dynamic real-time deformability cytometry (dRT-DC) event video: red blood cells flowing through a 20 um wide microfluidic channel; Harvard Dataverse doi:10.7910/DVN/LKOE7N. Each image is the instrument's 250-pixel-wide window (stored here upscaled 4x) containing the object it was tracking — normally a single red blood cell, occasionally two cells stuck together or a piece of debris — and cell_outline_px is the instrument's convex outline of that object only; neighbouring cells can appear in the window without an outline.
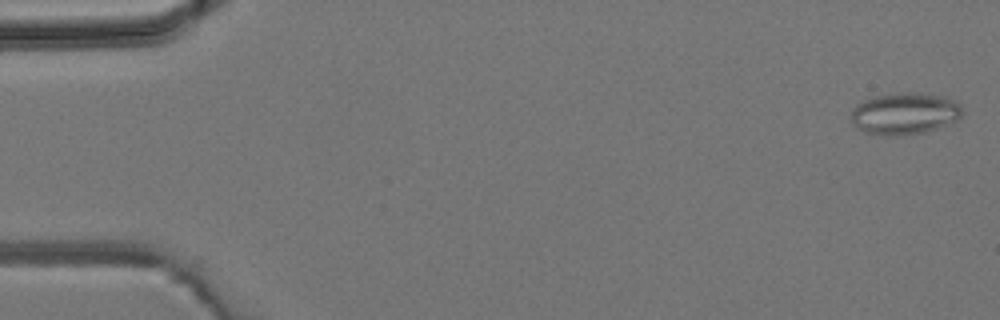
{"species": "common noctule bat (a hibernating species)", "species_latin": "Nyctalus noctula", "temperature_condition": "room temperature", "stored_images_in_passage": 5, "camera_frame_rate_fps": 3000, "um_per_image_px": 0.085, "animal": {"sex": "male", "body_mass_g": 19.2, "forearm_length_mm": 51.8}, "frame": {"image": 1, "passage_image": 1, "time_ms": 0.0, "image_size_px": [1000, 320], "cell_outline_px": [[964, 112], [956, 120], [948, 124], [924, 132], [896, 136], [884, 136], [864, 132], [856, 128], [852, 124], [848, 116], [852, 108], [856, 104], [864, 100], [876, 96], [900, 92], [916, 92], [948, 96], [956, 100], [960, 104]], "centroid_in_image_um": [76.87, 9.64], "position_along_channel_um": 8.1, "area_um2": 27.74}}